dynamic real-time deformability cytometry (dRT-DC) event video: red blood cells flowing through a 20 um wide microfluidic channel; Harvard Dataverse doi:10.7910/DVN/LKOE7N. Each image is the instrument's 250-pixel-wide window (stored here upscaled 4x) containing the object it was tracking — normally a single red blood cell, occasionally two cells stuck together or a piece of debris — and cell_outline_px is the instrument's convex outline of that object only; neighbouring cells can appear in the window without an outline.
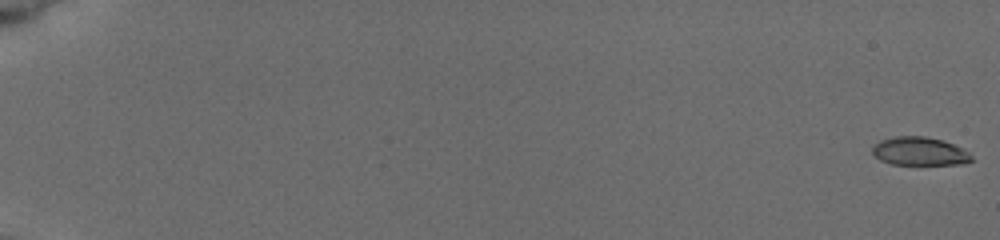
{"species": "common noctule bat (a hibernating species)", "species_latin": "Nyctalus noctula", "temperature_condition": "cold", "stored_images_in_passage": 49, "camera_frame_rate_fps": 3000, "um_per_image_px": 0.085, "animal": {"sex": "female", "body_mass_g": 19.5, "forearm_length_mm": 54.1}, "frame": {"image": 1, "passage_image": 1, "time_ms": 0.0, "image_size_px": [1000, 240], "cell_outline_px": [[972, 160], [960, 164], [892, 164], [880, 160], [872, 152], [872, 148], [880, 140], [896, 136], [924, 136], [940, 140], [952, 144], [968, 152], [972, 156]], "centroid_in_image_um": [78.13, 12.86], "position_along_channel_um": 6.9, "area_um2": 16.07}}
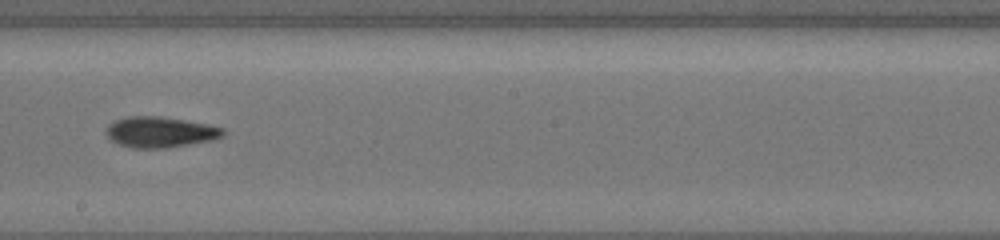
{"frame": {"image": 2, "passage_image": 28, "time_ms": 11.333, "image_size_px": [1000, 240], "cell_outline_px": [[224, 136], [212, 140], [168, 148], [132, 148], [120, 144], [112, 140], [108, 136], [108, 124], [116, 120], [128, 116], [160, 116], [208, 124], [224, 128]], "centroid_in_image_um": [13.65, 11.23], "position_along_channel_um": 234.5, "area_um2": 20.81}}
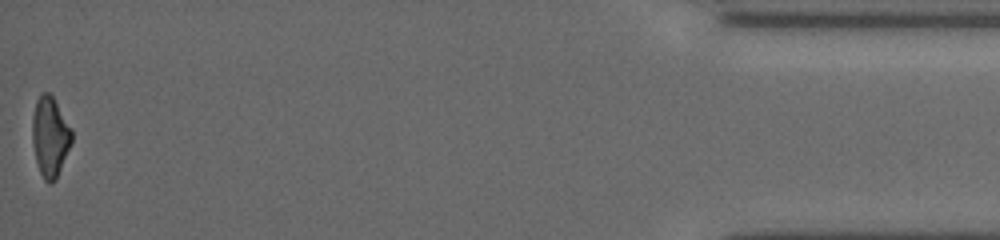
{"frame": {"image": 3, "passage_image": 49, "time_ms": 18.333, "image_size_px": [1000, 240], "cell_outline_px": [[72, 144], [56, 180], [52, 184], [48, 184], [44, 180], [40, 172], [36, 160], [32, 144], [32, 116], [36, 100], [40, 92], [48, 92], [52, 96], [72, 128]], "centroid_in_image_um": [4.26, 11.63], "position_along_channel_um": 430.9, "area_um2": 18.73}, "authors_computed_cell_mechanics": {"area_um2": 18.8428, "velocity_mm_per_s": 3.9136, "shape_relaxation_time_tau1_ms": 2.8316, "shape_relaxation_time_tau2_ms": 4.0201, "deformation_change_tau1": 0.1367, "deformation_change_tau2": 0.1063}}